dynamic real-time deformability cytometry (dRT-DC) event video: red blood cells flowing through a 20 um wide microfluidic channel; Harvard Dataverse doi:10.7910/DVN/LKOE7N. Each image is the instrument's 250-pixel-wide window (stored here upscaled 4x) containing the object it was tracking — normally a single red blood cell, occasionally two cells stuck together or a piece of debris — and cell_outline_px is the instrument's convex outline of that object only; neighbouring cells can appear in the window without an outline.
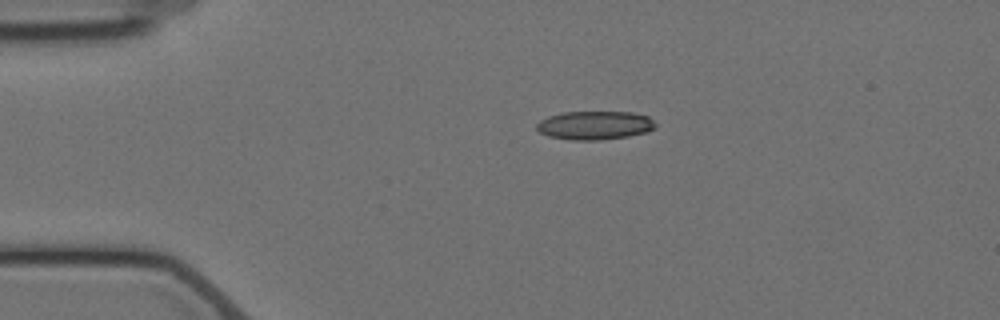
{"species": "Egyptian fruit bat (a non-hibernating species)", "species_latin": "Rousettus aegyptiacus", "temperature_condition": "cold", "stored_images_in_passage": 6, "camera_frame_rate_fps": 3000, "um_per_image_px": 0.085, "animal": {"sex": "female"}, "frame": {"image": 1, "passage_image": 4, "time_ms": 3.333, "image_size_px": [1000, 320], "cell_outline_px": [[656, 128], [644, 132], [628, 136], [600, 140], [572, 140], [548, 136], [540, 132], [536, 128], [536, 124], [540, 120], [548, 116], [564, 112], [632, 112], [648, 116], [656, 124]], "centroid_in_image_um": [50.54, 10.65], "position_along_channel_um": 34.5, "area_um2": 19.77}}
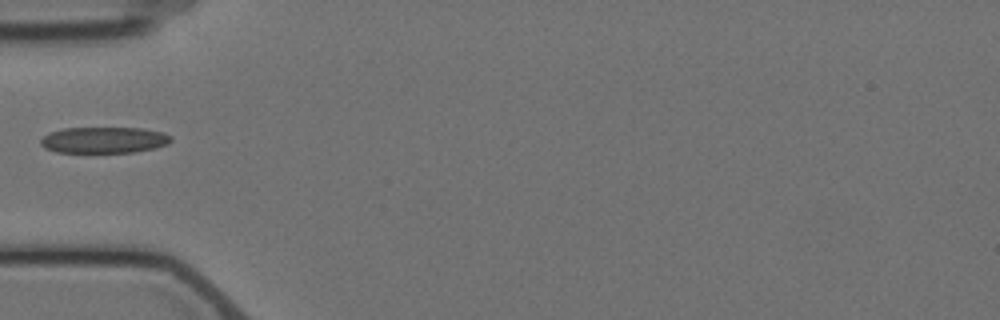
{"frame": {"image": 2, "passage_image": 6, "time_ms": 5.667, "image_size_px": [1000, 320], "cell_outline_px": [[172, 140], [168, 144], [152, 148], [132, 152], [56, 152], [44, 148], [40, 144], [40, 140], [48, 132], [64, 128], [144, 128], [164, 132], [172, 136]], "centroid_in_image_um": [8.83, 11.89], "position_along_channel_um": 76.2, "area_um2": 19.94}}